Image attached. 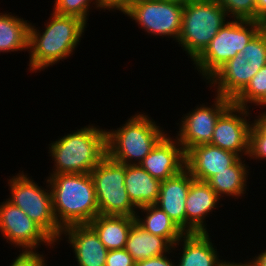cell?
Returning a JSON list of instances; mask_svg holds the SVG:
<instances>
[{"label":"cell","instance_id":"6da1fadb","mask_svg":"<svg viewBox=\"0 0 266 266\" xmlns=\"http://www.w3.org/2000/svg\"><path fill=\"white\" fill-rule=\"evenodd\" d=\"M49 21L39 30L30 23L28 40V70L37 73L70 58L84 36L87 24L74 16L52 11ZM42 31V32H41ZM43 69V70H42Z\"/></svg>","mask_w":266,"mask_h":266},{"label":"cell","instance_id":"7a4b0ae2","mask_svg":"<svg viewBox=\"0 0 266 266\" xmlns=\"http://www.w3.org/2000/svg\"><path fill=\"white\" fill-rule=\"evenodd\" d=\"M47 179L54 215L62 230L72 225L89 224L99 214L90 173L50 174Z\"/></svg>","mask_w":266,"mask_h":266},{"label":"cell","instance_id":"3957f363","mask_svg":"<svg viewBox=\"0 0 266 266\" xmlns=\"http://www.w3.org/2000/svg\"><path fill=\"white\" fill-rule=\"evenodd\" d=\"M88 124L48 144L49 157L54 161L49 174L91 173L107 156L106 130Z\"/></svg>","mask_w":266,"mask_h":266},{"label":"cell","instance_id":"277c9868","mask_svg":"<svg viewBox=\"0 0 266 266\" xmlns=\"http://www.w3.org/2000/svg\"><path fill=\"white\" fill-rule=\"evenodd\" d=\"M146 113H135L117 129L106 130L107 156L125 164L137 165L152 151L167 134Z\"/></svg>","mask_w":266,"mask_h":266},{"label":"cell","instance_id":"5b68a950","mask_svg":"<svg viewBox=\"0 0 266 266\" xmlns=\"http://www.w3.org/2000/svg\"><path fill=\"white\" fill-rule=\"evenodd\" d=\"M229 20L216 0H193L184 5L177 44L193 63Z\"/></svg>","mask_w":266,"mask_h":266},{"label":"cell","instance_id":"8992f818","mask_svg":"<svg viewBox=\"0 0 266 266\" xmlns=\"http://www.w3.org/2000/svg\"><path fill=\"white\" fill-rule=\"evenodd\" d=\"M266 65V36L260 30L244 47L222 65L207 81L214 93L233 100Z\"/></svg>","mask_w":266,"mask_h":266},{"label":"cell","instance_id":"52a82bcc","mask_svg":"<svg viewBox=\"0 0 266 266\" xmlns=\"http://www.w3.org/2000/svg\"><path fill=\"white\" fill-rule=\"evenodd\" d=\"M9 198L14 206L23 210L36 222L56 243L60 240L62 229L59 227L53 211L52 194L48 179L45 187L39 186L32 176L19 172L7 178Z\"/></svg>","mask_w":266,"mask_h":266},{"label":"cell","instance_id":"ba28073f","mask_svg":"<svg viewBox=\"0 0 266 266\" xmlns=\"http://www.w3.org/2000/svg\"><path fill=\"white\" fill-rule=\"evenodd\" d=\"M260 30V21L230 19L226 22L193 62L203 81L206 82L222 65L240 54Z\"/></svg>","mask_w":266,"mask_h":266},{"label":"cell","instance_id":"9c48e42d","mask_svg":"<svg viewBox=\"0 0 266 266\" xmlns=\"http://www.w3.org/2000/svg\"><path fill=\"white\" fill-rule=\"evenodd\" d=\"M184 5L166 0H130L119 11L148 35L177 42Z\"/></svg>","mask_w":266,"mask_h":266},{"label":"cell","instance_id":"30bf717a","mask_svg":"<svg viewBox=\"0 0 266 266\" xmlns=\"http://www.w3.org/2000/svg\"><path fill=\"white\" fill-rule=\"evenodd\" d=\"M99 214L135 217L137 208L125 188V164L106 156L90 173Z\"/></svg>","mask_w":266,"mask_h":266},{"label":"cell","instance_id":"8fae6325","mask_svg":"<svg viewBox=\"0 0 266 266\" xmlns=\"http://www.w3.org/2000/svg\"><path fill=\"white\" fill-rule=\"evenodd\" d=\"M213 104L197 105L188 113L183 114L176 125L179 126L176 137L185 154L192 148L210 144L214 128L220 115L232 104V100L221 95H214ZM179 124V125H178Z\"/></svg>","mask_w":266,"mask_h":266},{"label":"cell","instance_id":"7c38bea8","mask_svg":"<svg viewBox=\"0 0 266 266\" xmlns=\"http://www.w3.org/2000/svg\"><path fill=\"white\" fill-rule=\"evenodd\" d=\"M6 200V201H5ZM0 203V232L7 243L22 251H38L41 245L55 249L56 242L19 207L5 199Z\"/></svg>","mask_w":266,"mask_h":266},{"label":"cell","instance_id":"4fadbf2b","mask_svg":"<svg viewBox=\"0 0 266 266\" xmlns=\"http://www.w3.org/2000/svg\"><path fill=\"white\" fill-rule=\"evenodd\" d=\"M252 111L231 104L216 122L211 145L244 158L249 154ZM251 116V117H250Z\"/></svg>","mask_w":266,"mask_h":266},{"label":"cell","instance_id":"5bb4252c","mask_svg":"<svg viewBox=\"0 0 266 266\" xmlns=\"http://www.w3.org/2000/svg\"><path fill=\"white\" fill-rule=\"evenodd\" d=\"M139 165L164 181L185 169V152L176 137L166 134Z\"/></svg>","mask_w":266,"mask_h":266},{"label":"cell","instance_id":"9a60e30c","mask_svg":"<svg viewBox=\"0 0 266 266\" xmlns=\"http://www.w3.org/2000/svg\"><path fill=\"white\" fill-rule=\"evenodd\" d=\"M65 236V237H63ZM68 241L73 249L77 266H105L108 249L89 224L72 225L62 230L59 242ZM75 266V265H74Z\"/></svg>","mask_w":266,"mask_h":266},{"label":"cell","instance_id":"2e32d148","mask_svg":"<svg viewBox=\"0 0 266 266\" xmlns=\"http://www.w3.org/2000/svg\"><path fill=\"white\" fill-rule=\"evenodd\" d=\"M221 200L207 182L194 179L185 201L186 233H209L206 217L224 206Z\"/></svg>","mask_w":266,"mask_h":266},{"label":"cell","instance_id":"e0dca14e","mask_svg":"<svg viewBox=\"0 0 266 266\" xmlns=\"http://www.w3.org/2000/svg\"><path fill=\"white\" fill-rule=\"evenodd\" d=\"M239 158L233 152L204 144L190 149L185 154V168L194 179L207 182L218 172L232 166Z\"/></svg>","mask_w":266,"mask_h":266},{"label":"cell","instance_id":"ac0fdd59","mask_svg":"<svg viewBox=\"0 0 266 266\" xmlns=\"http://www.w3.org/2000/svg\"><path fill=\"white\" fill-rule=\"evenodd\" d=\"M193 180L185 168L179 174L161 181L156 203L184 233H186L185 201Z\"/></svg>","mask_w":266,"mask_h":266},{"label":"cell","instance_id":"d6986e66","mask_svg":"<svg viewBox=\"0 0 266 266\" xmlns=\"http://www.w3.org/2000/svg\"><path fill=\"white\" fill-rule=\"evenodd\" d=\"M210 237V233H185L172 248L181 250L177 266H220L223 259Z\"/></svg>","mask_w":266,"mask_h":266},{"label":"cell","instance_id":"ffe728a7","mask_svg":"<svg viewBox=\"0 0 266 266\" xmlns=\"http://www.w3.org/2000/svg\"><path fill=\"white\" fill-rule=\"evenodd\" d=\"M124 183L129 199L137 209L157 203L161 181L153 178L139 164L125 165Z\"/></svg>","mask_w":266,"mask_h":266},{"label":"cell","instance_id":"44dd1931","mask_svg":"<svg viewBox=\"0 0 266 266\" xmlns=\"http://www.w3.org/2000/svg\"><path fill=\"white\" fill-rule=\"evenodd\" d=\"M173 245L163 237H159L147 232L136 221L132 224L125 249L138 262L155 256H162L167 253H173ZM174 255V256H173Z\"/></svg>","mask_w":266,"mask_h":266},{"label":"cell","instance_id":"7402d4cb","mask_svg":"<svg viewBox=\"0 0 266 266\" xmlns=\"http://www.w3.org/2000/svg\"><path fill=\"white\" fill-rule=\"evenodd\" d=\"M243 159L244 157H240L232 166L218 172L207 181L221 199L232 197L238 200L246 196L244 194L249 189L248 176L251 174L248 164L246 165Z\"/></svg>","mask_w":266,"mask_h":266},{"label":"cell","instance_id":"603a6c76","mask_svg":"<svg viewBox=\"0 0 266 266\" xmlns=\"http://www.w3.org/2000/svg\"><path fill=\"white\" fill-rule=\"evenodd\" d=\"M135 217L98 214L89 225L108 250L123 249Z\"/></svg>","mask_w":266,"mask_h":266},{"label":"cell","instance_id":"cb8c5ba5","mask_svg":"<svg viewBox=\"0 0 266 266\" xmlns=\"http://www.w3.org/2000/svg\"><path fill=\"white\" fill-rule=\"evenodd\" d=\"M135 220L147 232L166 238L173 246L185 234L156 204L138 208Z\"/></svg>","mask_w":266,"mask_h":266},{"label":"cell","instance_id":"d4e9b609","mask_svg":"<svg viewBox=\"0 0 266 266\" xmlns=\"http://www.w3.org/2000/svg\"><path fill=\"white\" fill-rule=\"evenodd\" d=\"M7 13H0V54L28 52L30 21Z\"/></svg>","mask_w":266,"mask_h":266},{"label":"cell","instance_id":"484cf974","mask_svg":"<svg viewBox=\"0 0 266 266\" xmlns=\"http://www.w3.org/2000/svg\"><path fill=\"white\" fill-rule=\"evenodd\" d=\"M92 7L96 10H104V12L106 10L110 12L111 10L105 0H54L53 12L60 15L77 17L86 24H89L87 22Z\"/></svg>","mask_w":266,"mask_h":266},{"label":"cell","instance_id":"4316f807","mask_svg":"<svg viewBox=\"0 0 266 266\" xmlns=\"http://www.w3.org/2000/svg\"><path fill=\"white\" fill-rule=\"evenodd\" d=\"M266 93V65L250 80L247 86L232 100V103L253 109L254 104ZM253 105V106H252Z\"/></svg>","mask_w":266,"mask_h":266},{"label":"cell","instance_id":"83f0119b","mask_svg":"<svg viewBox=\"0 0 266 266\" xmlns=\"http://www.w3.org/2000/svg\"><path fill=\"white\" fill-rule=\"evenodd\" d=\"M230 19L256 21V0H216Z\"/></svg>","mask_w":266,"mask_h":266},{"label":"cell","instance_id":"f1b7e54d","mask_svg":"<svg viewBox=\"0 0 266 266\" xmlns=\"http://www.w3.org/2000/svg\"><path fill=\"white\" fill-rule=\"evenodd\" d=\"M9 266H46L48 257L38 251H19Z\"/></svg>","mask_w":266,"mask_h":266},{"label":"cell","instance_id":"f546056e","mask_svg":"<svg viewBox=\"0 0 266 266\" xmlns=\"http://www.w3.org/2000/svg\"><path fill=\"white\" fill-rule=\"evenodd\" d=\"M136 261L123 249L109 250L105 266H135Z\"/></svg>","mask_w":266,"mask_h":266},{"label":"cell","instance_id":"4dcf8cb0","mask_svg":"<svg viewBox=\"0 0 266 266\" xmlns=\"http://www.w3.org/2000/svg\"><path fill=\"white\" fill-rule=\"evenodd\" d=\"M246 158L249 161H266V137H250L249 154Z\"/></svg>","mask_w":266,"mask_h":266},{"label":"cell","instance_id":"1f68e13d","mask_svg":"<svg viewBox=\"0 0 266 266\" xmlns=\"http://www.w3.org/2000/svg\"><path fill=\"white\" fill-rule=\"evenodd\" d=\"M257 113L258 115H255L252 120L250 137H266V111Z\"/></svg>","mask_w":266,"mask_h":266},{"label":"cell","instance_id":"d6a6232c","mask_svg":"<svg viewBox=\"0 0 266 266\" xmlns=\"http://www.w3.org/2000/svg\"><path fill=\"white\" fill-rule=\"evenodd\" d=\"M170 253L162 256H155L135 263V266H177L175 260L171 259ZM170 257V258H169Z\"/></svg>","mask_w":266,"mask_h":266},{"label":"cell","instance_id":"836d02e7","mask_svg":"<svg viewBox=\"0 0 266 266\" xmlns=\"http://www.w3.org/2000/svg\"><path fill=\"white\" fill-rule=\"evenodd\" d=\"M266 18V0H256V21Z\"/></svg>","mask_w":266,"mask_h":266},{"label":"cell","instance_id":"e575fe53","mask_svg":"<svg viewBox=\"0 0 266 266\" xmlns=\"http://www.w3.org/2000/svg\"><path fill=\"white\" fill-rule=\"evenodd\" d=\"M128 1L130 0H105L107 6L111 9V11L120 10Z\"/></svg>","mask_w":266,"mask_h":266},{"label":"cell","instance_id":"d590c367","mask_svg":"<svg viewBox=\"0 0 266 266\" xmlns=\"http://www.w3.org/2000/svg\"><path fill=\"white\" fill-rule=\"evenodd\" d=\"M261 251V253H258L256 256H253L251 260L255 266H266V249L265 251Z\"/></svg>","mask_w":266,"mask_h":266},{"label":"cell","instance_id":"8d00e7d4","mask_svg":"<svg viewBox=\"0 0 266 266\" xmlns=\"http://www.w3.org/2000/svg\"><path fill=\"white\" fill-rule=\"evenodd\" d=\"M248 261V262H247ZM220 266H255L254 263L251 261V258L250 260H246L244 263L242 262H235L234 260L231 262V261H226V259L222 260Z\"/></svg>","mask_w":266,"mask_h":266},{"label":"cell","instance_id":"74e56055","mask_svg":"<svg viewBox=\"0 0 266 266\" xmlns=\"http://www.w3.org/2000/svg\"><path fill=\"white\" fill-rule=\"evenodd\" d=\"M256 107L259 106L262 109L266 107V93L254 104Z\"/></svg>","mask_w":266,"mask_h":266},{"label":"cell","instance_id":"f35d334b","mask_svg":"<svg viewBox=\"0 0 266 266\" xmlns=\"http://www.w3.org/2000/svg\"><path fill=\"white\" fill-rule=\"evenodd\" d=\"M261 24V31L265 34L266 36V18L260 21Z\"/></svg>","mask_w":266,"mask_h":266},{"label":"cell","instance_id":"ab89813d","mask_svg":"<svg viewBox=\"0 0 266 266\" xmlns=\"http://www.w3.org/2000/svg\"><path fill=\"white\" fill-rule=\"evenodd\" d=\"M166 1L178 2V3H180V4L185 5V4H187V3H189V2H191V1H193V0H166Z\"/></svg>","mask_w":266,"mask_h":266}]
</instances>
